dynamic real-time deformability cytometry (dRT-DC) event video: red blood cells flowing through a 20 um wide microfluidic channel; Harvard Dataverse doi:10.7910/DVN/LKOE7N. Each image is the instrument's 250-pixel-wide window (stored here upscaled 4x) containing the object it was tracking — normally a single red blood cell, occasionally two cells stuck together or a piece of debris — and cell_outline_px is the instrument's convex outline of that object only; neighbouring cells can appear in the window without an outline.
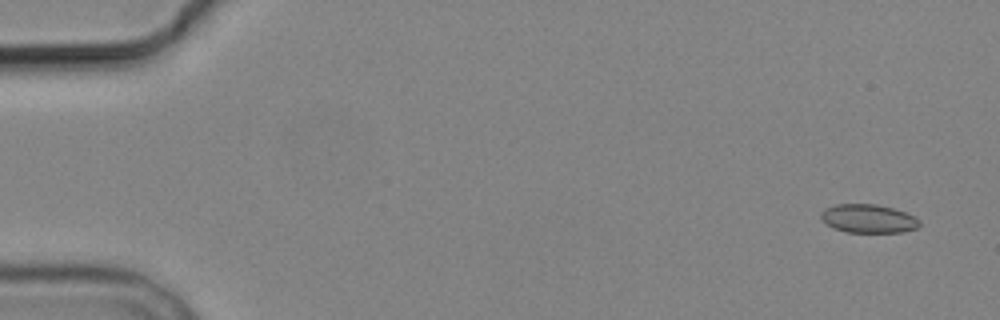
{"species": "common noctule bat (a hibernating species)", "species_latin": "Nyctalus noctula", "temperature_condition": "cold", "stored_images_in_passage": 4, "camera_frame_rate_fps": 3000, "um_per_image_px": 0.085, "animal": {"sex": "male", "body_mass_g": 19.2, "forearm_length_mm": 51.8}, "frame": {"image": 1, "passage_image": 1, "time_ms": 0.0, "image_size_px": [1000, 320], "cell_outline_px": [[920, 224], [916, 228], [900, 232], [848, 232], [832, 228], [820, 220], [820, 212], [824, 208], [836, 204], [876, 204], [892, 208], [916, 216], [920, 220]], "centroid_in_image_um": [73.76, 18.58], "position_along_channel_um": 11.2, "area_um2": 16.53}}